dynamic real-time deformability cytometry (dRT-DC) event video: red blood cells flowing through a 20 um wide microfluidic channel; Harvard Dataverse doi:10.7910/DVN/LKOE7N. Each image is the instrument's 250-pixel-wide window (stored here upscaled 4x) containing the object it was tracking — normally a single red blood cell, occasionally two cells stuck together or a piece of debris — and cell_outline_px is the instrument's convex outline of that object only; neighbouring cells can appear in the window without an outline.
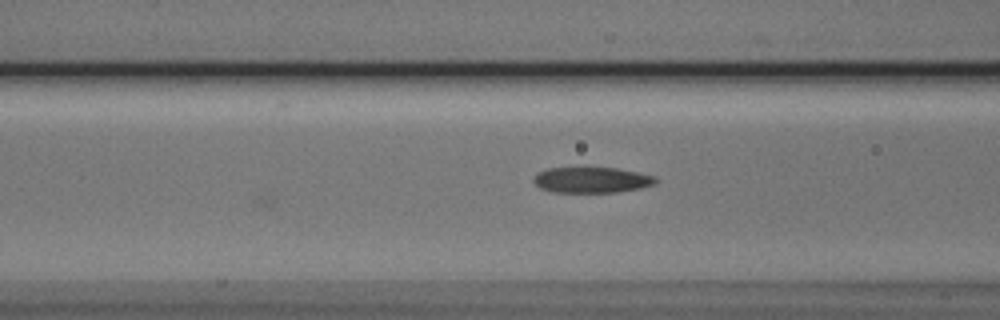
{"species": "Egyptian fruit bat (a non-hibernating species)", "species_latin": "Rousettus aegyptiacus", "temperature_condition": "cold", "stored_images_in_passage": 22, "camera_frame_rate_fps": 3000, "um_per_image_px": 0.085, "animal": {"sex": "male"}, "frame": {"image": 1, "passage_image": 22, "time_ms": 7.0, "image_size_px": [1000, 320], "cell_outline_px": [[660, 180], [656, 184], [640, 188], [616, 192], [552, 192], [540, 188], [532, 180], [532, 176], [536, 172], [548, 168], [584, 164], [616, 168], [656, 176]], "centroid_in_image_um": [50.25, 15.24], "position_along_channel_um": 116.4, "area_um2": 19.42}}